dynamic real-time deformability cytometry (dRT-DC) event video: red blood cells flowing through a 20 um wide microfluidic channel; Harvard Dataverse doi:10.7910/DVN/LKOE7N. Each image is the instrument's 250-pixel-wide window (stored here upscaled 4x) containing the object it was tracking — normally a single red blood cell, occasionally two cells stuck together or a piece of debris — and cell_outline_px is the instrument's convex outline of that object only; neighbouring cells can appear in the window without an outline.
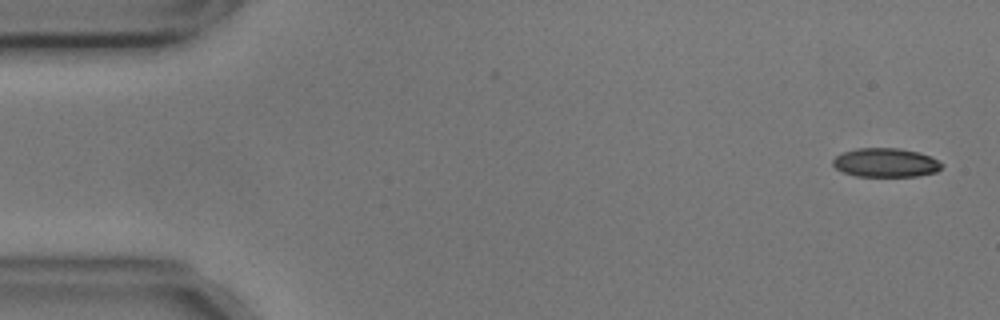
{"species": "common noctule bat (a hibernating species)", "species_latin": "Nyctalus noctula", "temperature_condition": "cold", "stored_images_in_passage": 55, "camera_frame_rate_fps": 3000, "um_per_image_px": 0.085, "animal": {"sex": "male", "body_mass_g": 17.9, "forearm_length_mm": 54.2}, "frame": {"image": 1, "passage_image": 2, "time_ms": 0.333, "image_size_px": [1000, 320], "cell_outline_px": [[944, 164], [936, 172], [916, 176], [856, 176], [844, 172], [836, 168], [832, 164], [832, 160], [836, 156], [844, 152], [856, 148], [900, 148], [920, 152], [940, 160]], "centroid_in_image_um": [75.31, 13.81], "position_along_channel_um": 9.7, "area_um2": 18.44}}
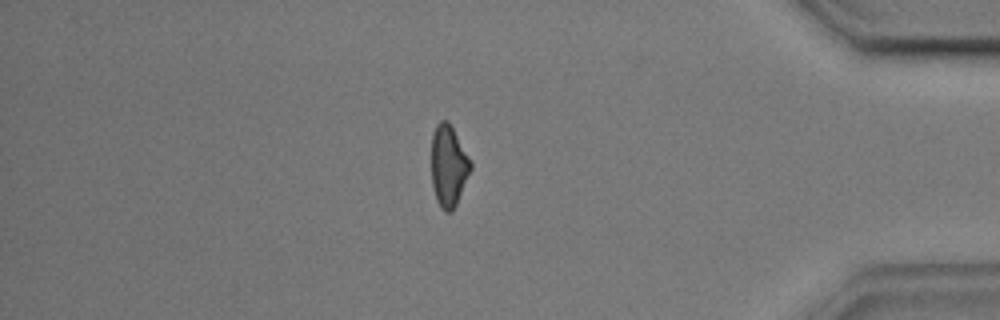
{"frame": {"image": 2, "passage_image": 47, "time_ms": 15.333, "image_size_px": [1000, 320], "cell_outline_px": [[472, 168], [456, 204], [452, 212], [444, 212], [440, 208], [436, 200], [432, 184], [432, 132], [436, 124], [440, 120], [448, 120], [468, 156], [472, 164]], "centroid_in_image_um": [38.11, 14.11], "position_along_channel_um": 397.1, "area_um2": 18.55}}
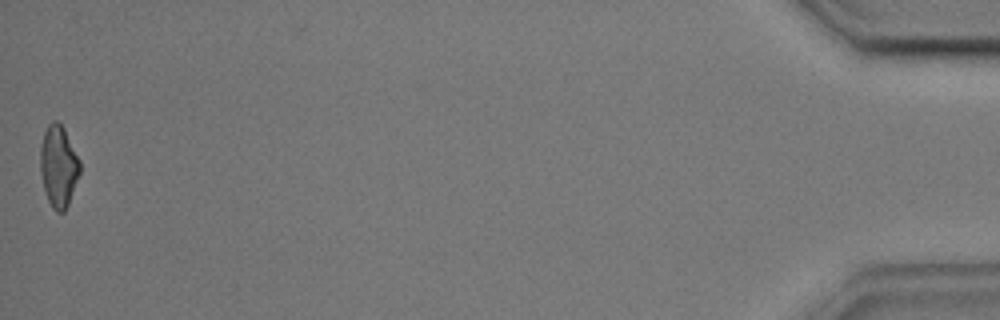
{"frame": {"image": 3, "passage_image": 55, "time_ms": 18.0, "image_size_px": [1000, 320], "cell_outline_px": [[80, 172], [68, 204], [64, 212], [56, 212], [52, 208], [48, 200], [44, 188], [40, 172], [40, 148], [44, 132], [48, 124], [52, 120], [56, 120], [64, 128], [80, 160]], "centroid_in_image_um": [4.97, 14.12], "position_along_channel_um": 430.2, "area_um2": 18.79}, "authors_computed_cell_mechanics": {"area_um2": 19.5364, "velocity_mm_per_s": 3.587, "shape_relaxation_time_tau1_ms": 5.5818, "shape_relaxation_time_tau2_ms": 5.169, "deformation_change_tau1": 0.1256, "deformation_change_tau2": 0.1342}}